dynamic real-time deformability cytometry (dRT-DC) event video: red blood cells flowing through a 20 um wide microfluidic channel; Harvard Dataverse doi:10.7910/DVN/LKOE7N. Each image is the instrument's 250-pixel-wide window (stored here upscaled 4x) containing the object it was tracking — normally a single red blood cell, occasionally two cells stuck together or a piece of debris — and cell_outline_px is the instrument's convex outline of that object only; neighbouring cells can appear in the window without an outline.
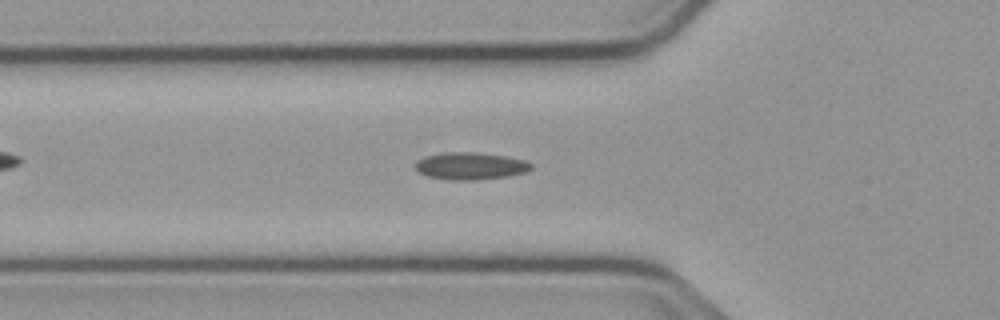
{"species": "common noctule bat (a hibernating species)", "species_latin": "Nyctalus noctula", "temperature_condition": "cold", "stored_images_in_passage": 55, "camera_frame_rate_fps": 3000, "um_per_image_px": 0.085, "animal": {"sex": "male", "body_mass_g": 23.1, "forearm_length_mm": 52.7}, "frame": {"image": 1, "passage_image": 18, "time_ms": 5.667, "image_size_px": [1000, 320], "cell_outline_px": [[532, 168], [528, 172], [508, 176], [472, 180], [448, 180], [428, 176], [420, 172], [416, 168], [416, 160], [424, 156], [448, 152], [476, 152], [504, 156], [524, 160], [532, 164]], "centroid_in_image_um": [39.99, 14.11], "position_along_channel_um": 85.8, "area_um2": 18.32}}
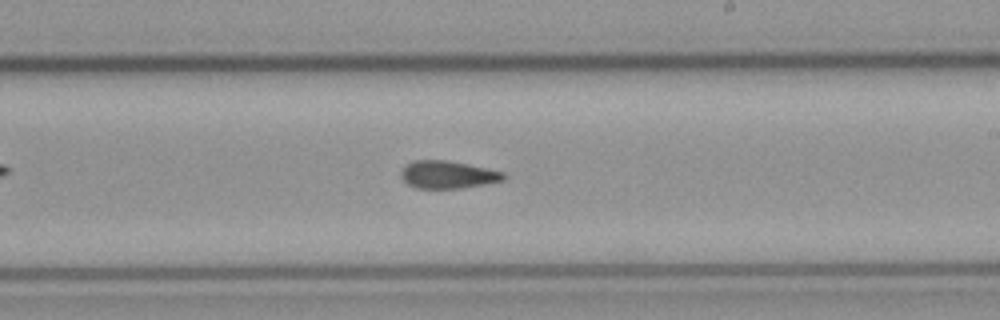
{"frame": {"image": 2, "passage_image": 31, "time_ms": 10.0, "image_size_px": [1000, 320], "cell_outline_px": [[508, 176], [504, 180], [484, 184], [460, 188], [416, 188], [408, 184], [400, 176], [400, 172], [412, 160], [444, 160], [468, 164], [504, 172]], "centroid_in_image_um": [38.07, 14.84], "position_along_channel_um": 250.9, "area_um2": 16.42}}
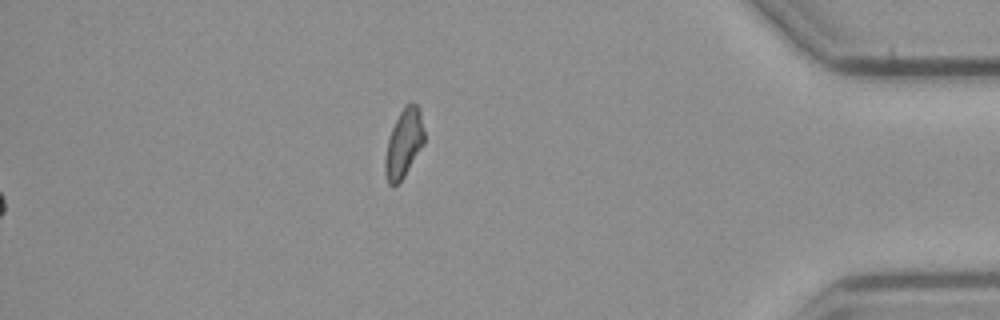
{"frame": {"image": 3, "passage_image": 55, "time_ms": 18.0, "image_size_px": [1000, 320], "cell_outline_px": [[424, 144], [404, 176], [392, 188], [388, 184], [384, 172], [384, 160], [388, 140], [392, 128], [404, 104], [412, 100], [420, 108], [424, 132]], "centroid_in_image_um": [34.32, 12.16], "position_along_channel_um": 400.9, "area_um2": 15.78}, "authors_computed_cell_mechanics": {"area_um2": 16.762, "velocity_mm_per_s": 3.7786, "shape_relaxation_time_tau1_ms": null, "shape_relaxation_time_tau2_ms": 3.7633, "deformation_change_tau1": null, "deformation_change_tau2": 0.0941}}